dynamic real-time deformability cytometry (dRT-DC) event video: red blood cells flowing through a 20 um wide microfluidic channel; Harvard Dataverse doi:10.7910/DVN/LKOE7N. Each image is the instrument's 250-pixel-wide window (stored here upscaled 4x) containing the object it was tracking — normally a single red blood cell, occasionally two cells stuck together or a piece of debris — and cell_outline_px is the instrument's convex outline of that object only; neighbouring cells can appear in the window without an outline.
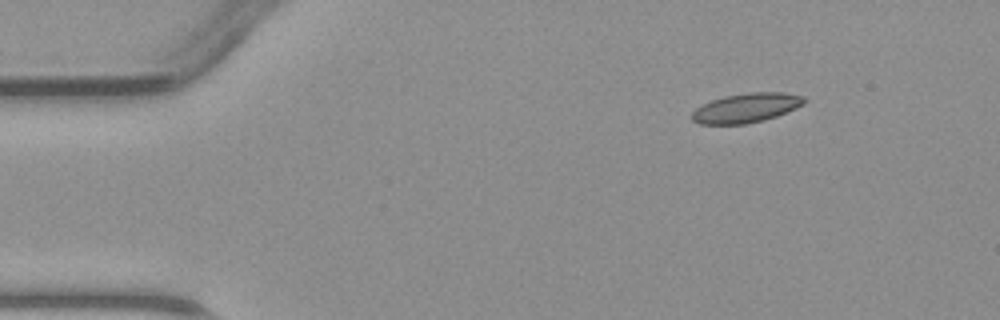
{"species": "common noctule bat (a hibernating species)", "species_latin": "Nyctalus noctula", "temperature_condition": "warm", "stored_images_in_passage": 3, "camera_frame_rate_fps": 3000, "um_per_image_px": 0.085, "animal": {"sex": "male", "body_mass_g": 23.1, "forearm_length_mm": 52.7}, "frame": {"image": 1, "passage_image": 1, "time_ms": 0.0, "image_size_px": [1000, 320], "cell_outline_px": [[808, 100], [804, 104], [796, 108], [776, 116], [764, 120], [744, 124], [700, 124], [692, 120], [692, 112], [696, 108], [712, 100], [724, 96], [748, 92], [784, 92], [804, 96]], "centroid_in_image_um": [63.46, 9.16], "position_along_channel_um": 21.5, "area_um2": 19.25}}
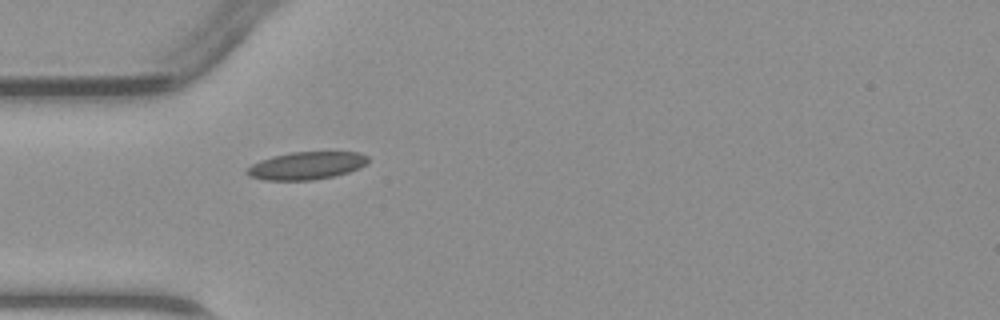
{"frame": {"image": 2, "passage_image": 3, "time_ms": 2.667, "image_size_px": [1000, 320], "cell_outline_px": [[368, 164], [360, 168], [348, 172], [332, 176], [312, 180], [264, 180], [248, 176], [244, 172], [252, 164], [260, 160], [272, 156], [292, 152], [360, 152], [368, 156]], "centroid_in_image_um": [26.05, 14.08], "position_along_channel_um": 59.0, "area_um2": 19.59}}